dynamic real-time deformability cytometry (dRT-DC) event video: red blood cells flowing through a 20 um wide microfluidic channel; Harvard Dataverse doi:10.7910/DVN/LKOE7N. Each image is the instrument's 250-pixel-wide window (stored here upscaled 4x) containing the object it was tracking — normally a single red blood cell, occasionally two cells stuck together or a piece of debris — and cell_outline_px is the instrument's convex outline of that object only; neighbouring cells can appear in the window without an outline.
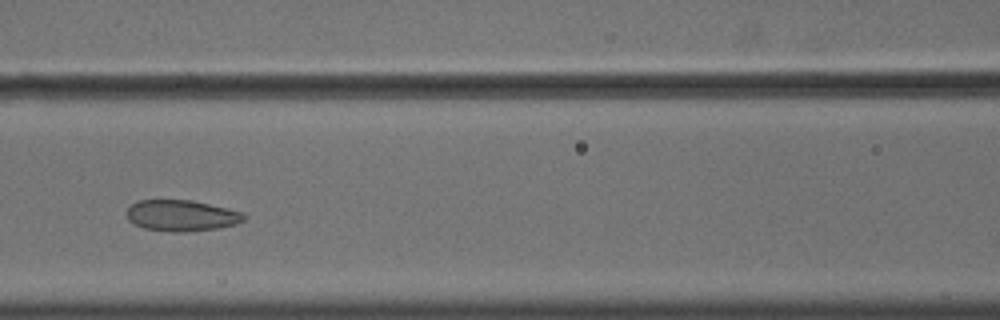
{"species": "common noctule bat (a hibernating species)", "species_latin": "Nyctalus noctula", "temperature_condition": "cold", "stored_images_in_passage": 22, "camera_frame_rate_fps": 3000, "um_per_image_px": 0.085, "animal": {"sex": "male", "body_mass_g": 18.8}, "frame": {"image": 1, "passage_image": 13, "time_ms": 4.0, "image_size_px": [1000, 320], "cell_outline_px": [[248, 216], [244, 220], [236, 224], [220, 228], [184, 232], [172, 232], [144, 228], [132, 224], [128, 220], [128, 208], [136, 200], [192, 200], [240, 212]], "centroid_in_image_um": [15.41, 18.33], "position_along_channel_um": 151.2, "area_um2": 21.21}}
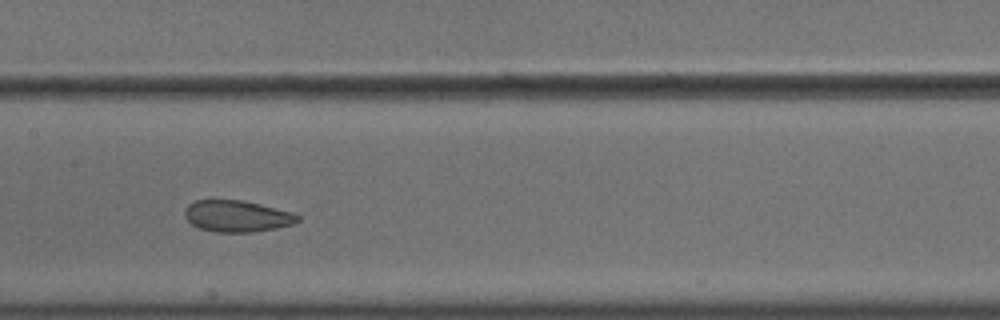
{"frame": {"image": 2, "passage_image": 16, "time_ms": 5.0, "image_size_px": [1000, 320], "cell_outline_px": [[300, 220], [292, 224], [276, 228], [252, 232], [216, 232], [200, 228], [192, 224], [184, 216], [184, 212], [188, 204], [196, 200], [240, 200], [260, 204], [292, 212], [300, 216]], "centroid_in_image_um": [20.14, 18.37], "position_along_channel_um": 187.3, "area_um2": 20.63}}
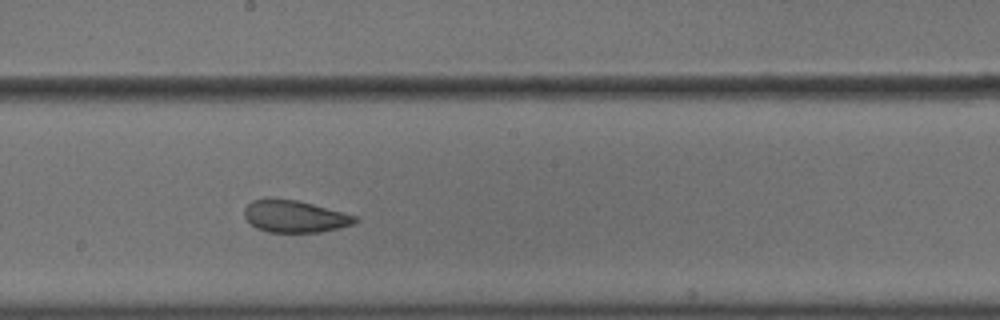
{"frame": {"image": 3, "passage_image": 19, "time_ms": 6.0, "image_size_px": [1000, 320], "cell_outline_px": [[356, 220], [352, 224], [320, 232], [268, 232], [256, 228], [244, 216], [244, 208], [252, 200], [264, 196], [268, 196], [296, 200], [312, 204], [356, 216]], "centroid_in_image_um": [24.95, 18.36], "position_along_channel_um": 223.2, "area_um2": 20.69}}